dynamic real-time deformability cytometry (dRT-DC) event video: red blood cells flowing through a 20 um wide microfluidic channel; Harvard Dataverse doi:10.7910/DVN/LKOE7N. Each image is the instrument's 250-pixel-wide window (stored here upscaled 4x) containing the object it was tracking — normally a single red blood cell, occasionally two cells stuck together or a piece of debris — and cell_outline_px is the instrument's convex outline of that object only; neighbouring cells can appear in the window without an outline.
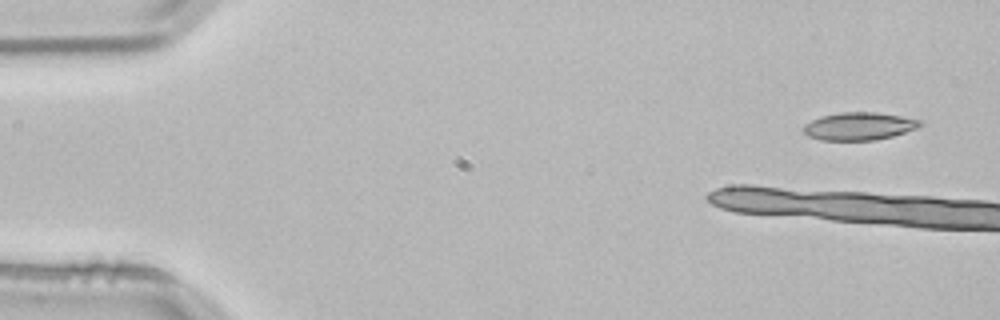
{"species": "common noctule bat (a hibernating species)", "species_latin": "Nyctalus noctula", "temperature_condition": "room temperature", "stored_images_in_passage": 4, "camera_frame_rate_fps": 3000, "um_per_image_px": 0.085, "animal": {"sex": "male", "body_mass_g": 21.5, "forearm_length_mm": 52.0}, "frame": {"image": 1, "passage_image": 1, "time_ms": 0.0, "image_size_px": [1000, 320], "cell_outline_px": [[924, 124], [920, 128], [892, 136], [876, 140], [820, 140], [808, 136], [804, 132], [804, 124], [820, 116], [840, 112], [876, 112], [924, 120]], "centroid_in_image_um": [73.07, 10.72], "position_along_channel_um": 11.9, "area_um2": 19.07}}